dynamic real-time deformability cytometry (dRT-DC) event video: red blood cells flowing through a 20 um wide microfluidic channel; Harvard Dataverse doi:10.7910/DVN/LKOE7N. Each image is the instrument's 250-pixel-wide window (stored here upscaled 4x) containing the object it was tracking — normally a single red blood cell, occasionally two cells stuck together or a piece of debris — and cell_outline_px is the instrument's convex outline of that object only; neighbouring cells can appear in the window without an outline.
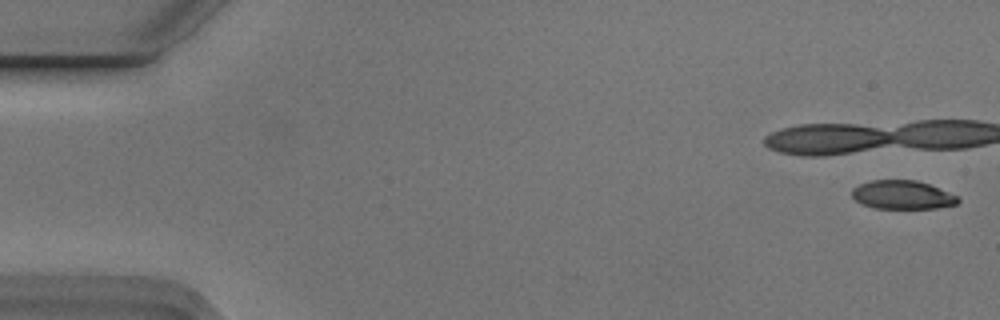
{"species": "Egyptian fruit bat (a non-hibernating species)", "species_latin": "Rousettus aegyptiacus", "temperature_condition": "cold", "stored_images_in_passage": 9, "segment_of_instrument_passage": [1, 2], "camera_frame_rate_fps": 3000, "um_per_image_px": 0.085, "animal": {"sex": "male"}, "frame": {"image": 1, "passage_image": 1, "time_ms": 0.0, "image_size_px": [1000, 320], "cell_outline_px": [[960, 200], [956, 204], [936, 208], [876, 208], [864, 204], [856, 200], [852, 196], [852, 188], [860, 184], [872, 180], [916, 180], [928, 184], [960, 196]], "centroid_in_image_um": [76.73, 16.56], "position_along_channel_um": 8.3, "area_um2": 17.57}}
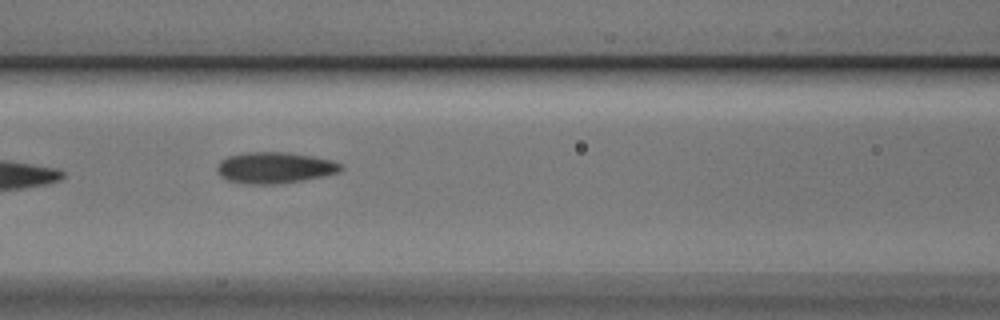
{"frame": {"image": 2, "passage_image": 7, "time_ms": 2.0, "image_size_px": [1000, 320], "cell_outline_px": [[344, 168], [340, 172], [324, 176], [276, 184], [244, 184], [228, 180], [220, 176], [216, 168], [220, 160], [228, 156], [248, 152], [288, 152], [312, 156], [332, 160], [340, 164]], "centroid_in_image_um": [23.34, 14.25], "position_along_channel_um": 143.3, "area_um2": 22.54}}
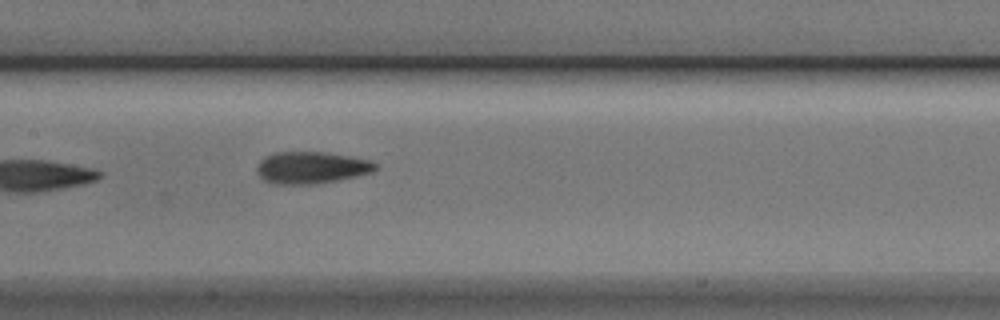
{"frame": {"image": 3, "passage_image": 8, "time_ms": 2.333, "image_size_px": [1000, 320], "cell_outline_px": [[376, 168], [372, 172], [356, 176], [316, 184], [276, 184], [264, 180], [260, 176], [256, 168], [260, 160], [264, 156], [276, 152], [324, 152], [372, 160], [376, 164]], "centroid_in_image_um": [26.45, 14.24], "position_along_channel_um": 181.0, "area_um2": 21.96}}